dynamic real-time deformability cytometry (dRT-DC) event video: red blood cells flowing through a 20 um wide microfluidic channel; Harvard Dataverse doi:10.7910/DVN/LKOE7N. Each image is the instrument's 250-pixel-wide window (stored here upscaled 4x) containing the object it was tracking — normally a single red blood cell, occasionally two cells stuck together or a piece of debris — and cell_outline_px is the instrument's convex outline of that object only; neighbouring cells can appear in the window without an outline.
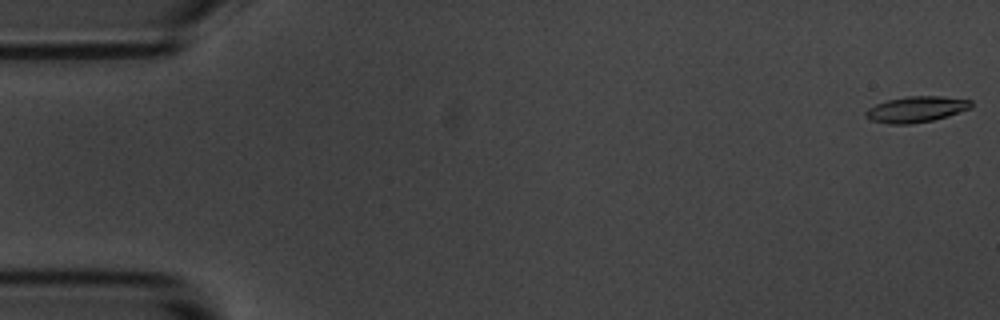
{"species": "common noctule bat (a hibernating species)", "species_latin": "Nyctalus noctula", "temperature_condition": "room temperature", "stored_images_in_passage": 57, "camera_frame_rate_fps": 3000, "um_per_image_px": 0.085, "animal": {"sex": "male", "body_mass_g": 20.1, "forearm_length_mm": 53.5}, "frame": {"image": 1, "passage_image": 1, "time_ms": 0.0, "image_size_px": [1000, 320], "cell_outline_px": [[972, 108], [948, 116], [932, 120], [912, 124], [888, 124], [872, 120], [864, 112], [868, 108], [876, 104], [888, 100], [908, 96], [940, 96], [972, 100]], "centroid_in_image_um": [77.91, 9.29], "position_along_channel_um": 7.1, "area_um2": 15.84}}
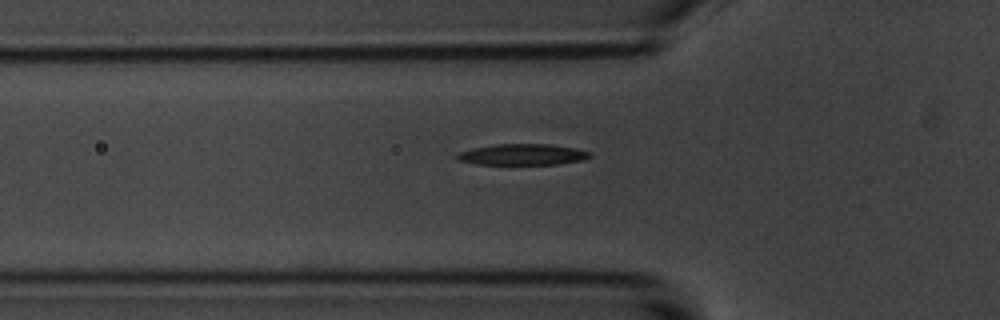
{"frame": {"image": 2, "passage_image": 19, "time_ms": 6.0, "image_size_px": [1000, 320], "cell_outline_px": [[592, 156], [580, 160], [556, 164], [476, 164], [460, 160], [452, 156], [456, 152], [472, 148], [496, 144], [548, 144], [576, 148], [592, 152]], "centroid_in_image_um": [44.36, 13.12], "position_along_channel_um": 81.4, "area_um2": 16.36}}
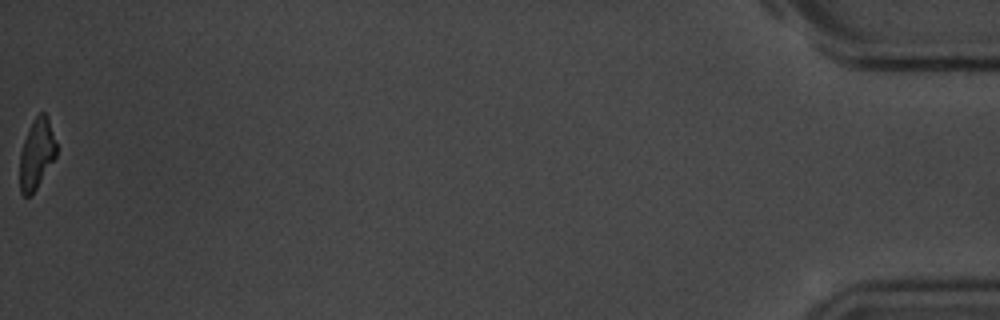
{"frame": {"image": 3, "passage_image": 57, "time_ms": 18.667, "image_size_px": [1000, 320], "cell_outline_px": [[56, 156], [36, 188], [28, 196], [24, 196], [20, 192], [20, 152], [24, 140], [36, 116], [40, 112], [44, 112], [48, 116], [56, 144]], "centroid_in_image_um": [3.11, 13.07], "position_along_channel_um": 432.1, "area_um2": 14.57}, "authors_computed_cell_mechanics": {"area_um2": 16.7042, "velocity_mm_per_s": 3.5576, "shape_relaxation_time_tau1_ms": 2.4329, "shape_relaxation_time_tau2_ms": 7.6646, "deformation_change_tau1": 0.1478, "deformation_change_tau2": 0.1859}}